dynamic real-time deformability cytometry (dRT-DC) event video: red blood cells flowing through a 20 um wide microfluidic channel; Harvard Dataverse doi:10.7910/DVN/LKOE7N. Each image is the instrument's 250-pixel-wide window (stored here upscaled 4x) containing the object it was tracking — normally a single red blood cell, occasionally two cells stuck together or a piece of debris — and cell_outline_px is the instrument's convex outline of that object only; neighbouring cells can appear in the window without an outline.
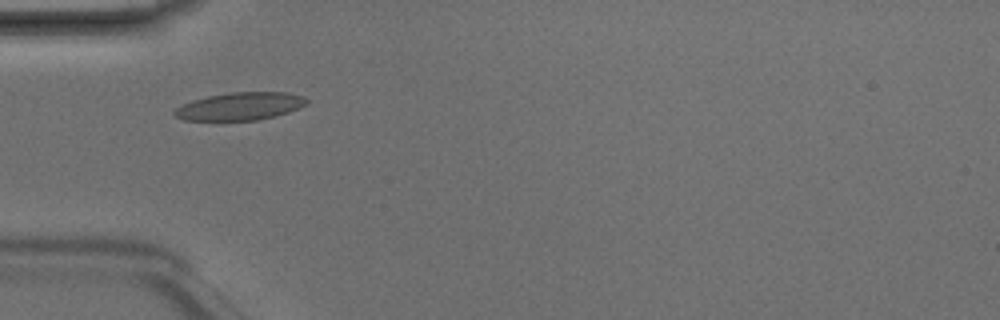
{"species": "Egyptian fruit bat (a non-hibernating species)", "species_latin": "Rousettus aegyptiacus", "temperature_condition": "room temperature", "stored_images_in_passage": 5, "camera_frame_rate_fps": 3000, "um_per_image_px": 0.085, "animal": {"sex": "male"}, "frame": {"image": 1, "passage_image": 4, "time_ms": 1.0, "image_size_px": [1000, 320], "cell_outline_px": [[308, 104], [288, 112], [276, 116], [256, 120], [184, 120], [176, 116], [172, 112], [176, 108], [192, 100], [208, 96], [232, 92], [288, 92], [304, 96], [308, 100]], "centroid_in_image_um": [20.44, 9.03], "position_along_channel_um": 64.6, "area_um2": 21.33}}